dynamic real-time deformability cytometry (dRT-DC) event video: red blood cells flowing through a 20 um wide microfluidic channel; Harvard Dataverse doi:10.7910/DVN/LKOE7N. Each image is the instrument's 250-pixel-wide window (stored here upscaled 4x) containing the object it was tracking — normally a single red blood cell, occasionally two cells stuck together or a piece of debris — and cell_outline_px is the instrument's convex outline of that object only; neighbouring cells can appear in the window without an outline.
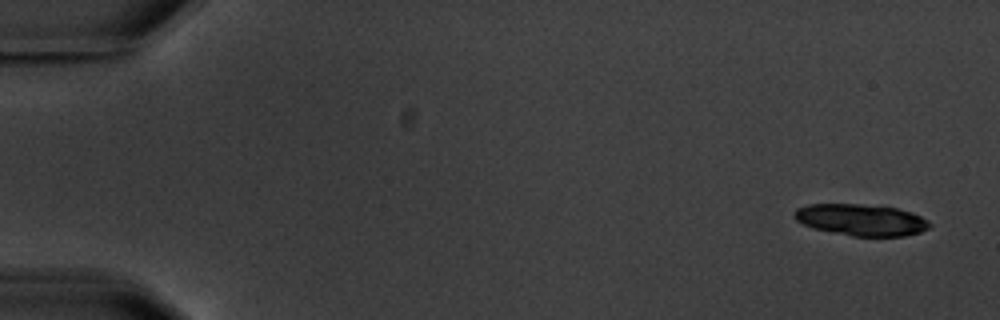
{"species": "common noctule bat (a hibernating species)", "species_latin": "Nyctalus noctula", "temperature_condition": "warm", "stored_images_in_passage": 5, "camera_frame_rate_fps": 3000, "um_per_image_px": 0.085, "animal": {"sex": "male", "body_mass_g": 20.1, "forearm_length_mm": 53.5}, "frame": {"image": 1, "passage_image": 1, "time_ms": 0.0, "image_size_px": [1000, 320], "cell_outline_px": [[932, 224], [928, 228], [920, 232], [904, 236], [852, 236], [812, 228], [796, 220], [792, 216], [796, 208], [808, 204], [860, 204], [896, 208], [912, 212], [928, 220]], "centroid_in_image_um": [73.18, 18.68], "position_along_channel_um": 11.8, "area_um2": 24.91}}